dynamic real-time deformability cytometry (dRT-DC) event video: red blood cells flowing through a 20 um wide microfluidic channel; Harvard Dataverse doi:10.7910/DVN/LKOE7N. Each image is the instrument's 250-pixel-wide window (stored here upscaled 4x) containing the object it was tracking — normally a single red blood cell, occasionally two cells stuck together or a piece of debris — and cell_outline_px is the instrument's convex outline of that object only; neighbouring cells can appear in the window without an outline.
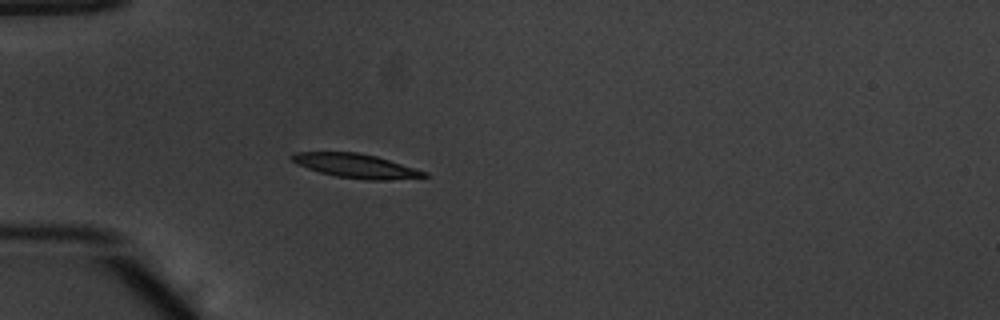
{"species": "common noctule bat (a hibernating species)", "species_latin": "Nyctalus noctula", "temperature_condition": "warm", "stored_images_in_passage": 53, "camera_frame_rate_fps": 3000, "um_per_image_px": 0.085, "animal": {"sex": "male", "body_mass_g": 20.1, "forearm_length_mm": 53.5}, "frame": {"image": 1, "passage_image": 16, "time_ms": 5.0, "image_size_px": [1000, 320], "cell_outline_px": [[432, 176], [384, 180], [368, 180], [336, 176], [320, 172], [296, 164], [288, 156], [292, 152], [356, 152], [376, 156], [428, 172]], "centroid_in_image_um": [30.24, 14.09], "position_along_channel_um": 54.8, "area_um2": 18.55}}
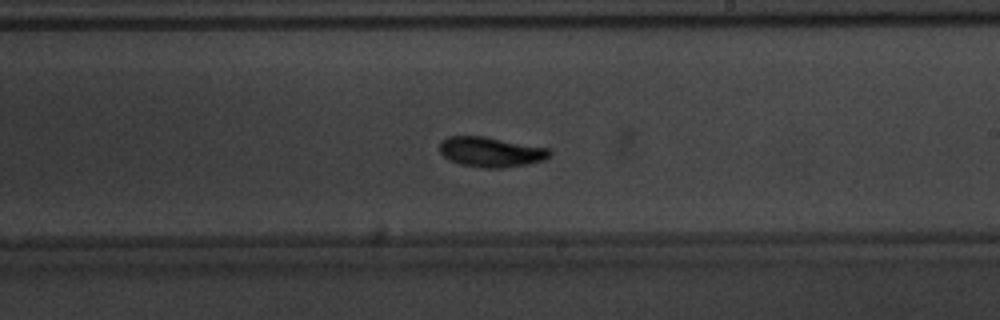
{"frame": {"image": 2, "passage_image": 32, "time_ms": 10.333, "image_size_px": [1000, 320], "cell_outline_px": [[552, 156], [544, 160], [528, 164], [500, 168], [484, 168], [460, 164], [448, 160], [440, 152], [440, 140], [448, 136], [484, 136], [552, 148]], "centroid_in_image_um": [41.76, 12.91], "position_along_channel_um": 247.2, "area_um2": 19.59}}
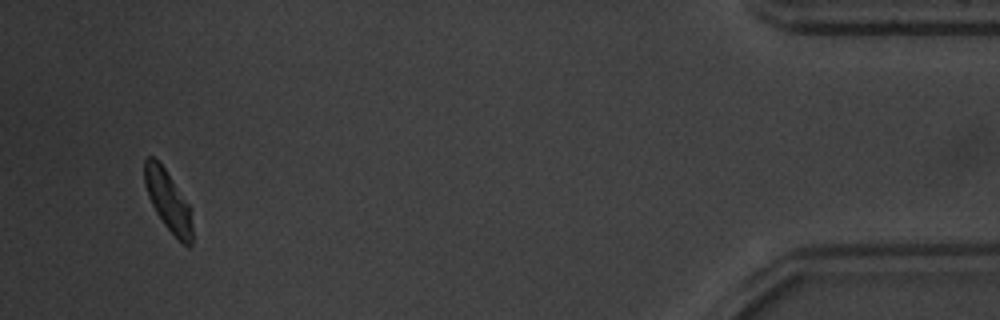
{"frame": {"image": 3, "passage_image": 51, "time_ms": 16.667, "image_size_px": [1000, 320], "cell_outline_px": [[192, 244], [188, 248], [164, 224], [156, 212], [148, 196], [144, 184], [144, 160], [148, 156], [152, 156], [164, 168], [188, 204], [192, 224]], "centroid_in_image_um": [14.27, 17.07], "position_along_channel_um": 420.9, "area_um2": 16.36}, "authors_computed_cell_mechanics": {"area_um2": 18.207, "velocity_mm_per_s": 3.8256, "shape_relaxation_time_tau1_ms": 1.8617, "shape_relaxation_time_tau2_ms": 3.4946, "deformation_change_tau1": 0.1555, "deformation_change_tau2": 0.0862}}